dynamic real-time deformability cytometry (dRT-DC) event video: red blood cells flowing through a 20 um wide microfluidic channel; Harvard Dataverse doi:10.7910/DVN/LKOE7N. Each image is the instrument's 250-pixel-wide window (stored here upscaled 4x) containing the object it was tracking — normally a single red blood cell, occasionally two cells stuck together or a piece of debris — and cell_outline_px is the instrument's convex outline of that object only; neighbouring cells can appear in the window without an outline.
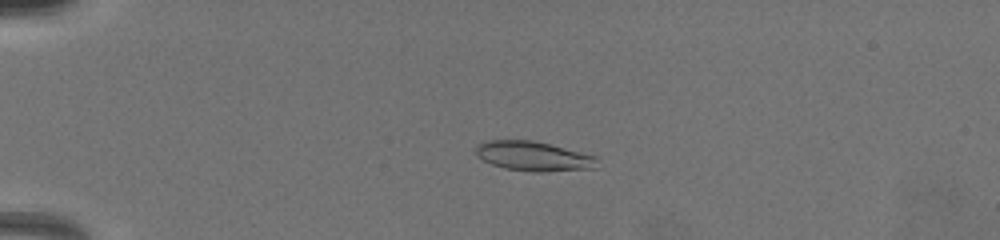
{"species": "common noctule bat (a hibernating species)", "species_latin": "Nyctalus noctula", "temperature_condition": "warm", "stored_images_in_passage": 12, "camera_frame_rate_fps": 3000, "um_per_image_px": 0.085, "animal": {"sex": "female", "body_mass_g": 19.5, "forearm_length_mm": 54.1}, "frame": {"image": 1, "passage_image": 3, "time_ms": 0.667, "image_size_px": [1000, 240], "cell_outline_px": [[596, 168], [544, 172], [532, 172], [504, 168], [492, 164], [476, 156], [476, 144], [484, 140], [532, 140], [596, 156]], "centroid_in_image_um": [45.29, 13.28], "position_along_channel_um": 39.7, "area_um2": 20.87}}
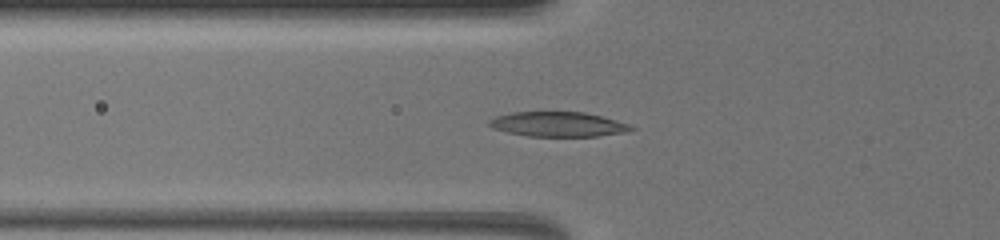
{"frame": {"image": 2, "passage_image": 9, "time_ms": 3.0, "image_size_px": [1000, 240], "cell_outline_px": [[636, 128], [628, 132], [596, 136], [528, 136], [508, 132], [492, 128], [488, 124], [488, 120], [496, 116], [512, 112], [584, 112], [632, 124]], "centroid_in_image_um": [47.46, 10.56], "position_along_channel_um": 78.3, "area_um2": 20.52}}
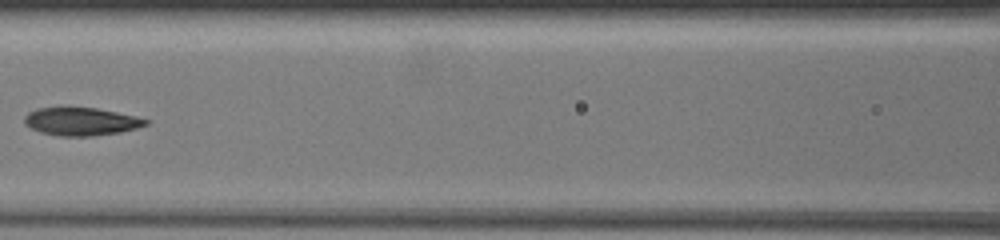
{"frame": {"image": 3, "passage_image": 12, "time_ms": 5.0, "image_size_px": [1000, 240], "cell_outline_px": [[152, 120], [148, 124], [136, 128], [120, 132], [92, 136], [60, 136], [40, 132], [24, 124], [24, 116], [28, 112], [36, 108], [64, 104], [96, 108], [136, 116]], "centroid_in_image_um": [6.85, 10.28], "position_along_channel_um": 159.8, "area_um2": 20.58}}